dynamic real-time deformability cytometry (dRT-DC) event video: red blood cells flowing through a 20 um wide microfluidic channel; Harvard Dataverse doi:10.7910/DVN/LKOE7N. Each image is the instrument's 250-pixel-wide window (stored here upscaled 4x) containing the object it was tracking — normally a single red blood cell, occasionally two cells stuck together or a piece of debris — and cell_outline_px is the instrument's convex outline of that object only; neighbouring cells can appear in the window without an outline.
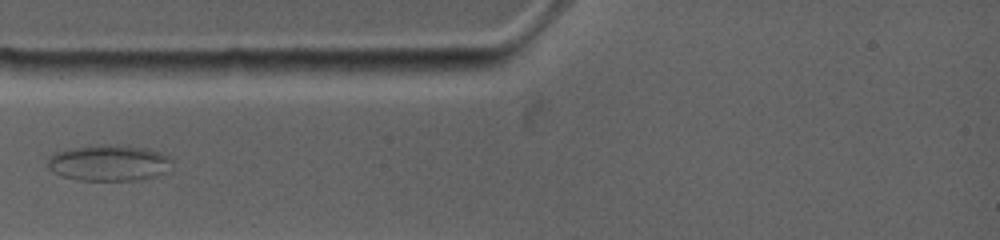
{"species": "common noctule bat (a hibernating species)", "species_latin": "Nyctalus noctula", "temperature_condition": "warm", "stored_images_in_passage": 19, "camera_frame_rate_fps": 4500, "um_per_image_px": 0.085, "animal": {"sex": "female", "body_mass_g": 19.0, "forearm_length_mm": 53.3}, "frame": {"image": 1, "passage_image": 3, "time_ms": 2.444, "image_size_px": [1000, 240], "cell_outline_px": [[164, 172], [152, 176], [136, 180], [76, 180], [60, 176], [52, 172], [48, 164], [52, 156], [64, 152], [84, 148], [124, 148], [156, 152], [164, 160]], "centroid_in_image_um": [9.09, 13.96], "position_along_channel_um": 75.9, "area_um2": 23.06}}
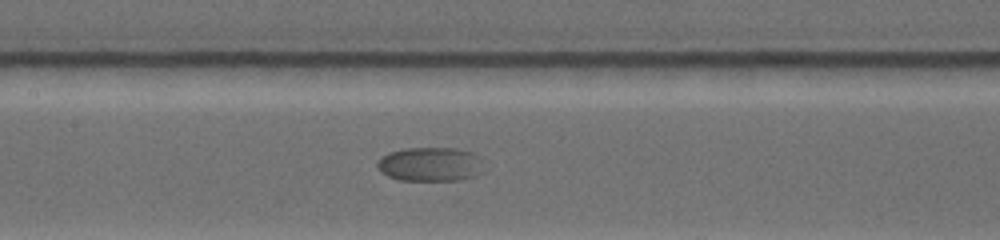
{"frame": {"image": 2, "passage_image": 7, "time_ms": 5.111, "image_size_px": [1000, 240], "cell_outline_px": [[480, 172], [476, 176], [460, 180], [400, 180], [388, 176], [380, 172], [380, 160], [384, 156], [392, 152], [408, 148], [452, 148], [468, 152]], "centroid_in_image_um": [36.46, 13.99], "position_along_channel_um": 170.9, "area_um2": 19.88}}
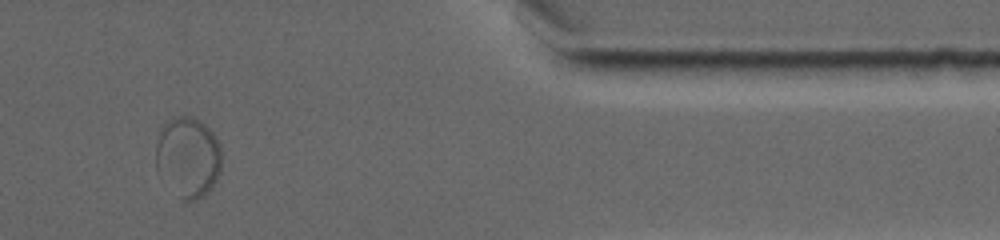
{"frame": {"image": 3, "passage_image": 15, "time_ms": 12.444, "image_size_px": [1000, 240], "cell_outline_px": [[220, 172], [212, 188], [208, 192], [196, 200], [184, 200], [156, 172], [156, 144], [160, 128], [172, 116], [192, 116], [200, 120], [212, 132], [220, 144]], "centroid_in_image_um": [15.97, 13.32], "position_along_channel_um": 395.4, "area_um2": 30.87}, "authors_computed_cell_mechanics": {"area_um2": 23.0622, "velocity_mm_per_s": 3.5474, "shape_relaxation_time_tau1_ms": 0.1431, "shape_relaxation_time_tau2_ms": null, "deformation_change_tau1": 0.0449, "deformation_change_tau2": null}}